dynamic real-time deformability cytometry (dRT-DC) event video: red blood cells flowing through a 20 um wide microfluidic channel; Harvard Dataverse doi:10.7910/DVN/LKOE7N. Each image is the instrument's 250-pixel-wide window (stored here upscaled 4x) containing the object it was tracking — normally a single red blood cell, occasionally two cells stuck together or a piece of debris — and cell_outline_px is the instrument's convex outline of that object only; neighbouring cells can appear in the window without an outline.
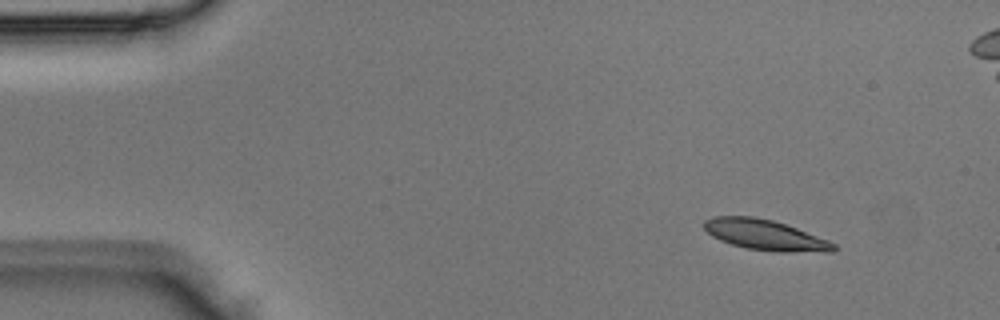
{"species": "Egyptian fruit bat (a non-hibernating species)", "species_latin": "Rousettus aegyptiacus", "temperature_condition": "room temperature", "stored_images_in_passage": 4, "camera_frame_rate_fps": 3000, "um_per_image_px": 0.085, "animal": {"sex": "male"}, "frame": {"image": 1, "passage_image": 1, "time_ms": 0.0, "image_size_px": [1000, 320], "cell_outline_px": [[836, 248], [832, 252], [776, 252], [748, 248], [732, 244], [720, 240], [712, 236], [704, 228], [704, 220], [712, 216], [752, 216], [772, 220], [796, 228], [828, 240], [836, 244]], "centroid_in_image_um": [65.03, 19.97], "position_along_channel_um": 20.0, "area_um2": 22.89}}